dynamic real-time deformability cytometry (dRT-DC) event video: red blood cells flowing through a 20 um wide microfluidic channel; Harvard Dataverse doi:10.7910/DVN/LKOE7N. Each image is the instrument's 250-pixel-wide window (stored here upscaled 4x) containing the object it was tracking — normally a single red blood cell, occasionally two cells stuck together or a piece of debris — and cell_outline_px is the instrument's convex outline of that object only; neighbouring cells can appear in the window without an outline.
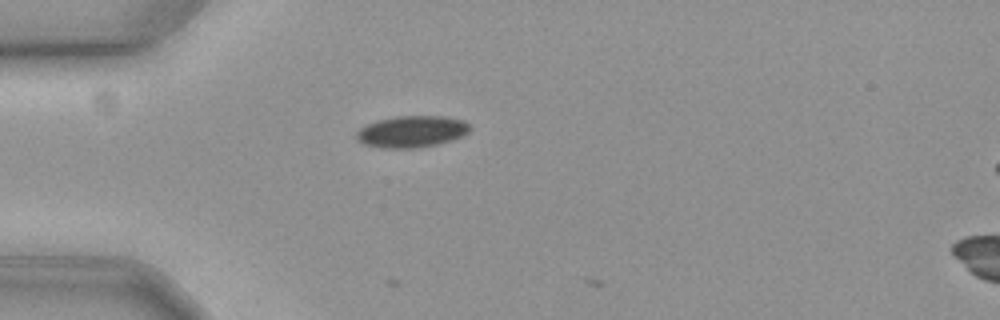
{"species": "common noctule bat (a hibernating species)", "species_latin": "Nyctalus noctula", "temperature_condition": "cold", "stored_images_in_passage": 3, "camera_frame_rate_fps": 3000, "um_per_image_px": 0.085, "animal": {"sex": "female", "body_mass_g": 19.3, "forearm_length_mm": 54.1}, "frame": {"image": 1, "passage_image": 2, "time_ms": 0.333, "image_size_px": [1000, 320], "cell_outline_px": [[472, 128], [468, 132], [460, 136], [436, 144], [416, 148], [380, 148], [364, 144], [356, 140], [356, 132], [360, 128], [376, 120], [396, 116], [444, 116], [464, 120]], "centroid_in_image_um": [34.96, 11.18], "position_along_channel_um": 50.0, "area_um2": 20.87}}